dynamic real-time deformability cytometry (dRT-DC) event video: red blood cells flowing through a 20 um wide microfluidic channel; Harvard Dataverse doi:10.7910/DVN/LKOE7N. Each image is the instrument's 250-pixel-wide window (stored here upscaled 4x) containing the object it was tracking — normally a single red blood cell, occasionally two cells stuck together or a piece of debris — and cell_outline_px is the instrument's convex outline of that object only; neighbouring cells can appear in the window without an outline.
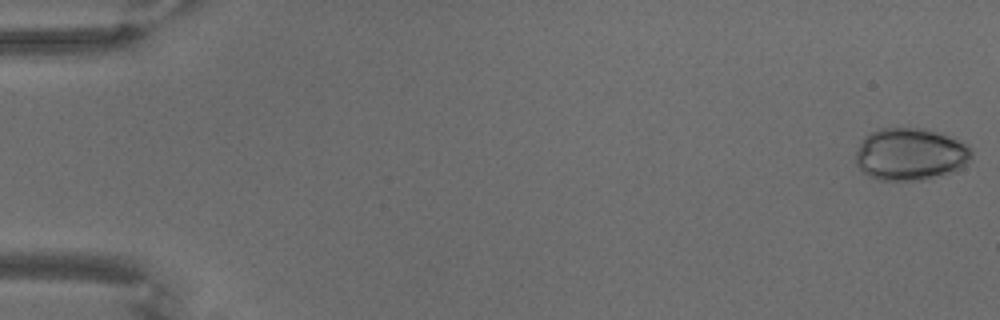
{"species": "common noctule bat (a hibernating species)", "species_latin": "Nyctalus noctula", "temperature_condition": "warm", "stored_images_in_passage": 14, "camera_frame_rate_fps": 3000, "um_per_image_px": 0.085, "animal": {"sex": "male", "body_mass_g": 18.8}, "frame": {"image": 1, "passage_image": 1, "time_ms": 0.0, "image_size_px": [1000, 320], "cell_outline_px": [[972, 160], [960, 168], [920, 180], [880, 180], [868, 176], [860, 172], [856, 164], [856, 152], [864, 136], [880, 128], [920, 128], [940, 132], [968, 144], [972, 152]], "centroid_in_image_um": [77.36, 13.1], "position_along_channel_um": 7.6, "area_um2": 35.32}}